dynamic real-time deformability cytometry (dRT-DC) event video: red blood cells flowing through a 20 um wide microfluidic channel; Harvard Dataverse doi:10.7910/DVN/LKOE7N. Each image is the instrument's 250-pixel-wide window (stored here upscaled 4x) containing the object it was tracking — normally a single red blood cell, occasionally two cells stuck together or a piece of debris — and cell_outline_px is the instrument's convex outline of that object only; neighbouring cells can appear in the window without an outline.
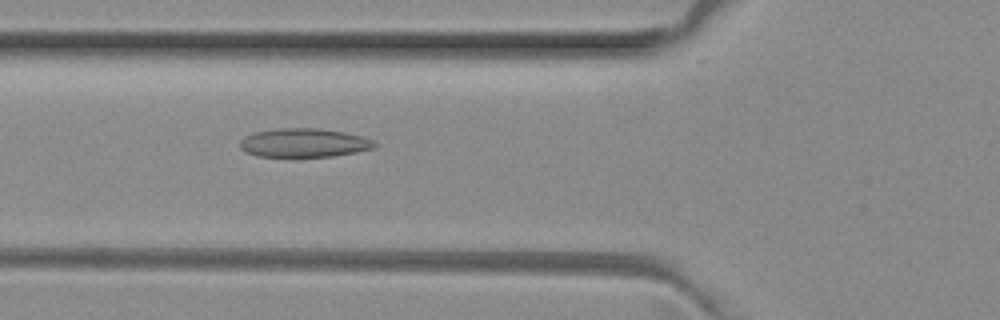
{"species": "common noctule bat (a hibernating species)", "species_latin": "Nyctalus noctula", "temperature_condition": "room temperature", "stored_images_in_passage": 5, "camera_frame_rate_fps": 3000, "um_per_image_px": 0.085, "animal": {"sex": "female", "body_mass_g": 29.2, "forearm_length_mm": 56.3}, "frame": {"image": 1, "passage_image": 5, "time_ms": 1.333, "image_size_px": [1000, 320], "cell_outline_px": [[376, 148], [356, 152], [332, 156], [296, 160], [288, 160], [256, 156], [244, 152], [240, 148], [240, 140], [244, 136], [256, 132], [280, 128], [320, 128], [344, 132], [364, 136], [372, 140], [376, 144]], "centroid_in_image_um": [25.79, 12.2], "position_along_channel_um": 100.0, "area_um2": 23.81}}